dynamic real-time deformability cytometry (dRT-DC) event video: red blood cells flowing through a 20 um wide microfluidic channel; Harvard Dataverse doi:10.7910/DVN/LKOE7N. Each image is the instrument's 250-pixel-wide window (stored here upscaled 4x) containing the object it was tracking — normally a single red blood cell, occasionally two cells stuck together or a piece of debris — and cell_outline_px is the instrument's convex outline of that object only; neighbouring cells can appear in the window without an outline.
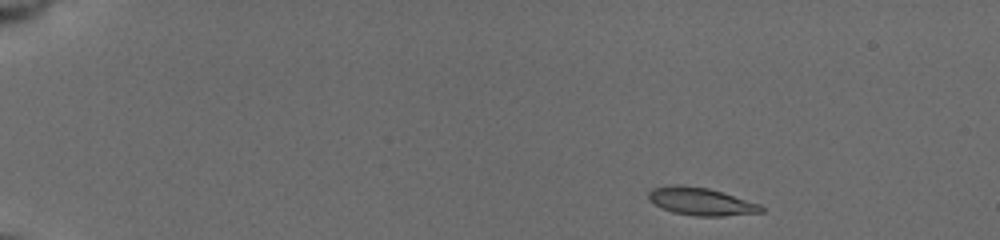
{"species": "common noctule bat (a hibernating species)", "species_latin": "Nyctalus noctula", "temperature_condition": "cold", "stored_images_in_passage": 49, "camera_frame_rate_fps": 3000, "um_per_image_px": 0.085, "animal": {"sex": "female", "body_mass_g": 19.5, "forearm_length_mm": 54.1}, "frame": {"image": 1, "passage_image": 1, "time_ms": 0.0, "image_size_px": [1000, 240], "cell_outline_px": [[764, 212], [724, 216], [696, 216], [672, 212], [648, 200], [648, 192], [652, 188], [672, 184], [676, 184], [708, 188], [760, 204], [764, 208]], "centroid_in_image_um": [59.57, 17.12], "position_along_channel_um": 25.4, "area_um2": 18.09}}
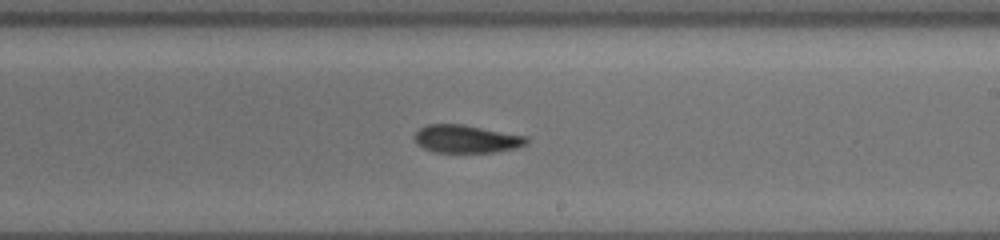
{"frame": {"image": 2, "passage_image": 28, "time_ms": 9.0, "image_size_px": [1000, 240], "cell_outline_px": [[528, 144], [516, 148], [496, 152], [432, 152], [416, 144], [412, 136], [420, 128], [428, 124], [460, 124], [528, 136]], "centroid_in_image_um": [39.62, 11.81], "position_along_channel_um": 249.4, "area_um2": 18.32}}
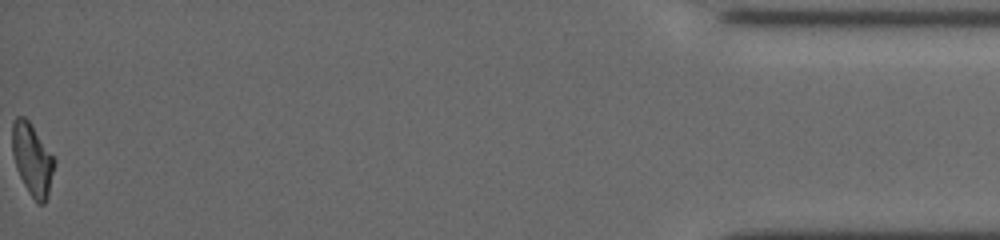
{"frame": {"image": 3, "passage_image": 49, "time_ms": 16.0, "image_size_px": [1000, 240], "cell_outline_px": [[56, 164], [48, 196], [44, 204], [36, 204], [28, 192], [16, 168], [12, 152], [12, 120], [16, 116], [24, 116], [28, 120], [56, 160]], "centroid_in_image_um": [2.75, 13.57], "position_along_channel_um": 432.5, "area_um2": 17.8}, "authors_computed_cell_mechanics": {"area_um2": 18.0914, "velocity_mm_per_s": 3.7614, "shape_relaxation_time_tau1_ms": 2.852, "shape_relaxation_time_tau2_ms": null, "deformation_change_tau1": 0.1349, "deformation_change_tau2": null}}